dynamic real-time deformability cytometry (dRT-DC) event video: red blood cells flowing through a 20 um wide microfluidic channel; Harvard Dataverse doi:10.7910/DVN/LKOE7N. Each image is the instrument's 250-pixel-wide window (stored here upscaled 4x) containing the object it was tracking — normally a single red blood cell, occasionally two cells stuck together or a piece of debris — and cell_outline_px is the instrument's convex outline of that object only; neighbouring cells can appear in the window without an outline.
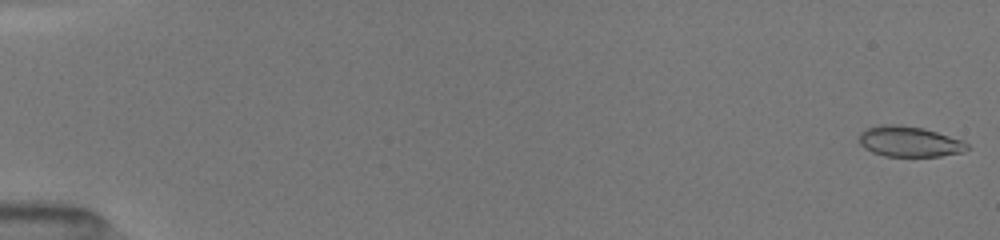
{"species": "common noctule bat (a hibernating species)", "species_latin": "Nyctalus noctula", "temperature_condition": "room temperature", "stored_images_in_passage": 50, "camera_frame_rate_fps": 3000, "um_per_image_px": 0.085, "animal": {"sex": "female", "body_mass_g": 19.5, "forearm_length_mm": 54.1}, "frame": {"image": 1, "passage_image": 1, "time_ms": 0.0, "image_size_px": [1000, 240], "cell_outline_px": [[968, 148], [964, 152], [940, 156], [884, 156], [872, 152], [864, 148], [860, 144], [860, 132], [868, 128], [884, 124], [900, 124], [924, 128], [960, 140], [968, 144]], "centroid_in_image_um": [77.27, 12.03], "position_along_channel_um": 7.7, "area_um2": 19.07}}
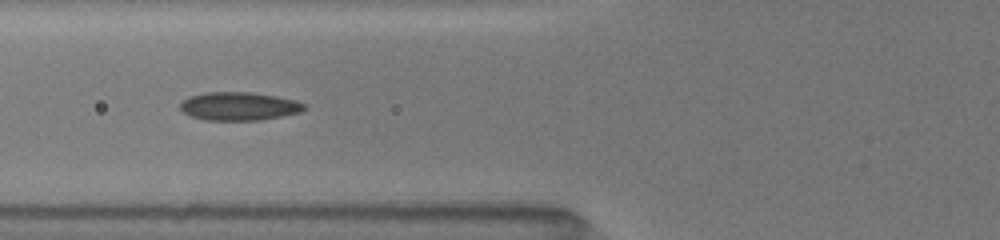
{"frame": {"image": 2, "passage_image": 19, "time_ms": 6.667, "image_size_px": [1000, 240], "cell_outline_px": [[308, 108], [300, 112], [260, 120], [204, 120], [192, 116], [184, 112], [180, 108], [180, 104], [188, 96], [204, 92], [248, 92], [276, 96], [296, 100], [308, 104]], "centroid_in_image_um": [20.34, 9.02], "position_along_channel_um": 105.5, "area_um2": 20.52}}
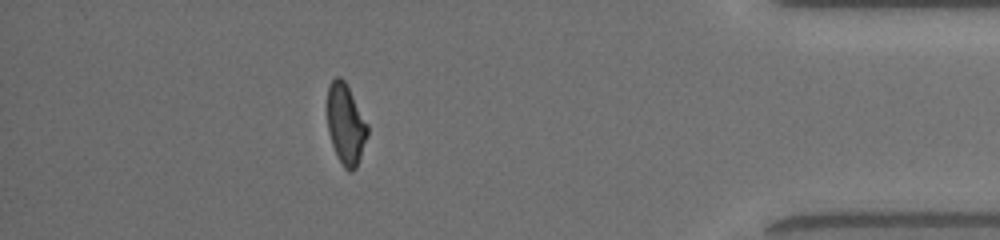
{"frame": {"image": 3, "passage_image": 45, "time_ms": 15.0, "image_size_px": [1000, 240], "cell_outline_px": [[368, 136], [356, 168], [352, 172], [348, 172], [344, 168], [332, 144], [328, 132], [328, 84], [336, 76], [340, 76], [344, 80], [368, 124]], "centroid_in_image_um": [29.4, 10.57], "position_along_channel_um": 405.8, "area_um2": 18.73}, "authors_computed_cell_mechanics": {"area_um2": 19.5653, "velocity_mm_per_s": 4.0618, "shape_relaxation_time_tau1_ms": 5.1077, "shape_relaxation_time_tau2_ms": 1.7145, "deformation_change_tau1": 0.1406, "deformation_change_tau2": 0.0608}}